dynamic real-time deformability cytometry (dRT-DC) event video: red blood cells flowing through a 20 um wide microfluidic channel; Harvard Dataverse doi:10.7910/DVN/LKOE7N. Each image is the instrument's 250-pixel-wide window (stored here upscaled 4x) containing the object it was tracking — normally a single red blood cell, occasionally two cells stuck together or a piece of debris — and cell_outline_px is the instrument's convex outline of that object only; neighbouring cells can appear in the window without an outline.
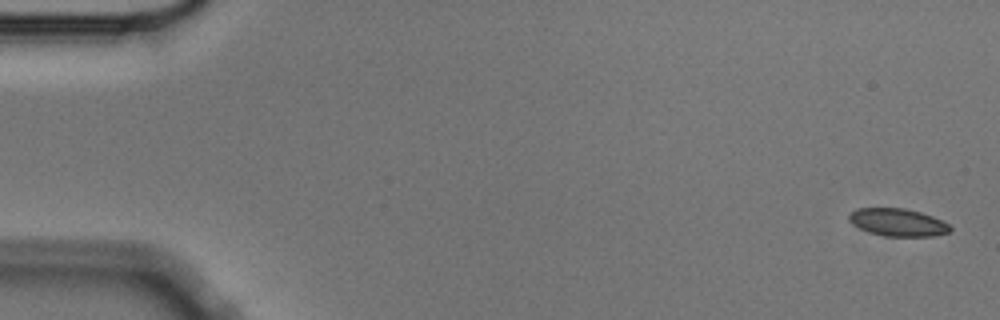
{"species": "Egyptian fruit bat (a non-hibernating species)", "species_latin": "Rousettus aegyptiacus", "temperature_condition": "cold", "stored_images_in_passage": 5, "camera_frame_rate_fps": 3000, "um_per_image_px": 0.085, "animal": {"sex": "male"}, "frame": {"image": 1, "passage_image": 1, "time_ms": 0.0, "image_size_px": [1000, 320], "cell_outline_px": [[952, 228], [948, 232], [932, 236], [884, 236], [868, 232], [852, 224], [848, 220], [848, 216], [856, 208], [904, 208], [920, 212], [932, 216], [948, 224]], "centroid_in_image_um": [76.28, 18.9], "position_along_channel_um": 8.7, "area_um2": 16.18}}
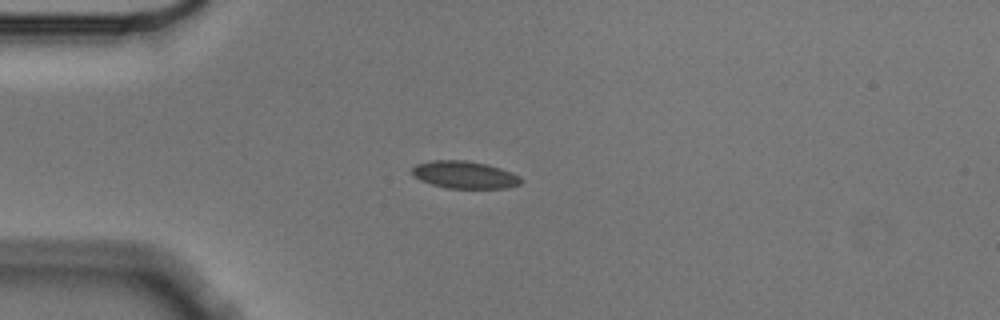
{"frame": {"image": 2, "passage_image": 4, "time_ms": 1.0, "image_size_px": [1000, 320], "cell_outline_px": [[524, 180], [520, 184], [508, 188], [448, 188], [432, 184], [420, 180], [412, 176], [412, 168], [416, 164], [432, 160], [464, 160], [484, 164], [500, 168], [520, 176]], "centroid_in_image_um": [39.48, 14.86], "position_along_channel_um": 45.5, "area_um2": 17.34}}